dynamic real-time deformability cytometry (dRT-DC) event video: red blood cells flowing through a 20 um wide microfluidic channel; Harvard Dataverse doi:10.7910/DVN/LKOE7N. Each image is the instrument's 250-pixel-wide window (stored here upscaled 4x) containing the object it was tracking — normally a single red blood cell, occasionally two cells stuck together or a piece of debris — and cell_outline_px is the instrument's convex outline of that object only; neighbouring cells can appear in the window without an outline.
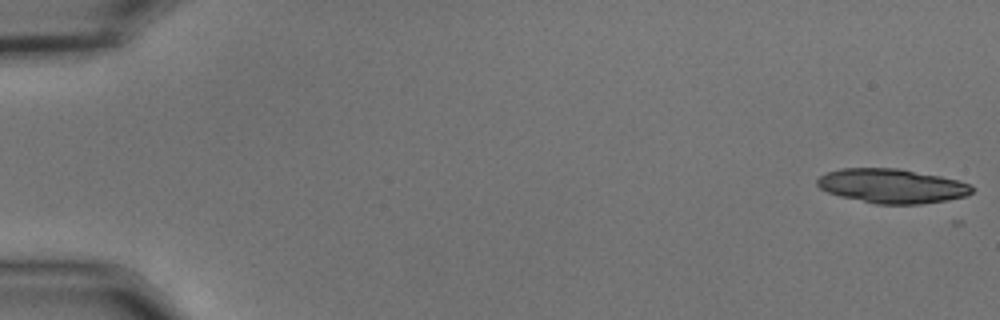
{"species": "common noctule bat (a hibernating species)", "species_latin": "Nyctalus noctula", "temperature_condition": "cold", "stored_images_in_passage": 10, "camera_frame_rate_fps": 3000, "um_per_image_px": 0.085, "animal": {"sex": "male", "body_mass_g": 15.6}, "frame": {"image": 1, "passage_image": 1, "time_ms": 0.0, "image_size_px": [1000, 320], "cell_outline_px": [[972, 192], [968, 196], [948, 200], [920, 204], [876, 204], [840, 196], [828, 192], [820, 188], [816, 184], [816, 180], [820, 176], [828, 172], [840, 168], [900, 168], [940, 176], [956, 180], [968, 184], [972, 188]], "centroid_in_image_um": [75.8, 15.81], "position_along_channel_um": 9.2, "area_um2": 30.92}}